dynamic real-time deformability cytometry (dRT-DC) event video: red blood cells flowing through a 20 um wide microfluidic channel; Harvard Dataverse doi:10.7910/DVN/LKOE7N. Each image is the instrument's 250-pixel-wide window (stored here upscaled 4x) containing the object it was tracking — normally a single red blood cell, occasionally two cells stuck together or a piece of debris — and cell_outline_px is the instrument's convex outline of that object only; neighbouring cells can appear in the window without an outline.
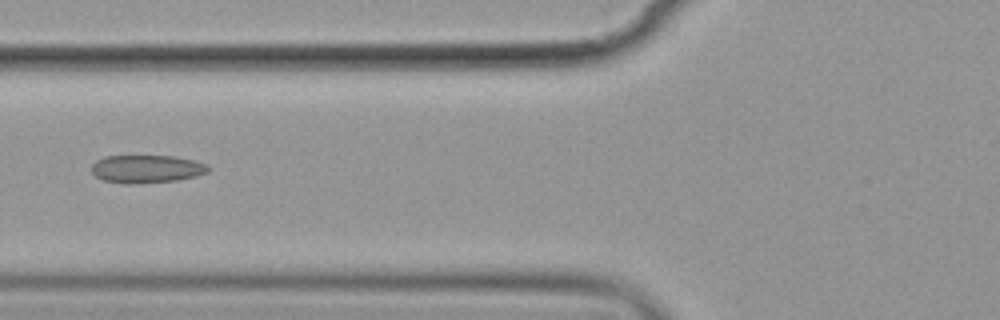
{"species": "common noctule bat (a hibernating species)", "species_latin": "Nyctalus noctula", "temperature_condition": "cold", "stored_images_in_passage": 14, "camera_frame_rate_fps": 3000, "um_per_image_px": 0.085, "animal": {"sex": "female", "body_mass_g": 19.9}, "frame": {"image": 1, "passage_image": 5, "time_ms": 5.667, "image_size_px": [1000, 320], "cell_outline_px": [[212, 168], [208, 172], [196, 176], [176, 180], [132, 184], [124, 184], [104, 180], [96, 176], [92, 172], [92, 164], [96, 160], [104, 156], [172, 156], [192, 160], [208, 164]], "centroid_in_image_um": [12.47, 14.36], "position_along_channel_um": 113.3, "area_um2": 19.02}}
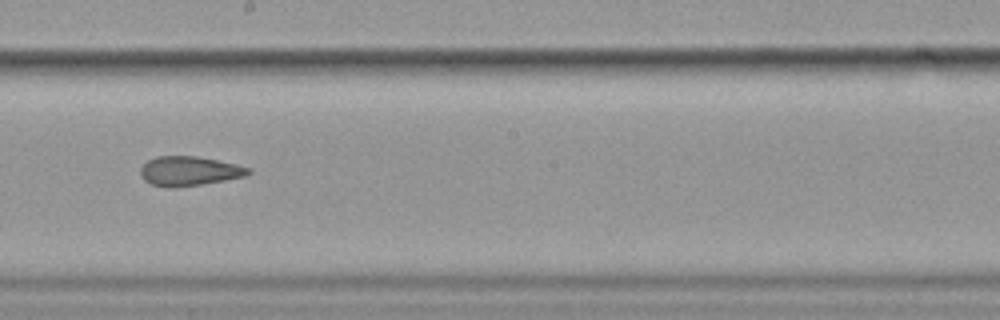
{"frame": {"image": 2, "passage_image": 8, "time_ms": 9.0, "image_size_px": [1000, 320], "cell_outline_px": [[252, 172], [248, 176], [200, 184], [172, 188], [168, 188], [152, 184], [144, 180], [140, 176], [140, 168], [148, 160], [156, 156], [196, 156], [236, 164], [252, 168]], "centroid_in_image_um": [16.09, 14.54], "position_along_channel_um": 232.1, "area_um2": 18.55}}
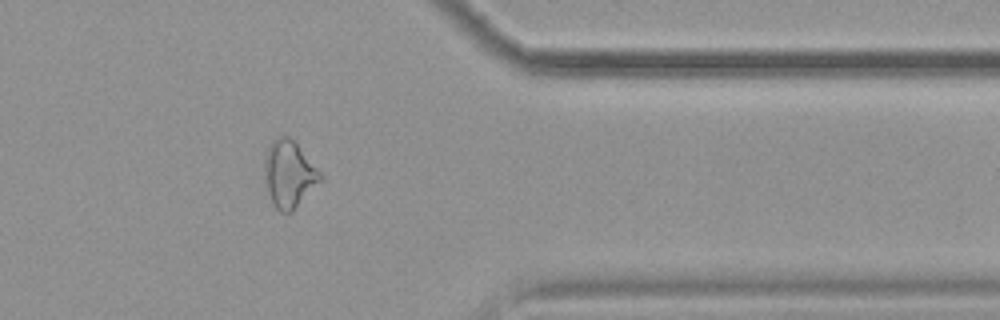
{"frame": {"image": 3, "passage_image": 12, "time_ms": 13.667, "image_size_px": [1000, 320], "cell_outline_px": [[324, 176], [292, 212], [280, 212], [276, 208], [268, 192], [264, 180], [264, 156], [272, 140], [280, 136], [288, 136], [296, 140]], "centroid_in_image_um": [24.56, 14.75], "position_along_channel_um": 386.8, "area_um2": 21.91}, "authors_computed_cell_mechanics": {"area_um2": 20.23, "velocity_mm_per_s": 3.5705, "shape_relaxation_time_tau1_ms": null, "shape_relaxation_time_tau2_ms": 2.6284, "deformation_change_tau1": null, "deformation_change_tau2": 0.0754}}